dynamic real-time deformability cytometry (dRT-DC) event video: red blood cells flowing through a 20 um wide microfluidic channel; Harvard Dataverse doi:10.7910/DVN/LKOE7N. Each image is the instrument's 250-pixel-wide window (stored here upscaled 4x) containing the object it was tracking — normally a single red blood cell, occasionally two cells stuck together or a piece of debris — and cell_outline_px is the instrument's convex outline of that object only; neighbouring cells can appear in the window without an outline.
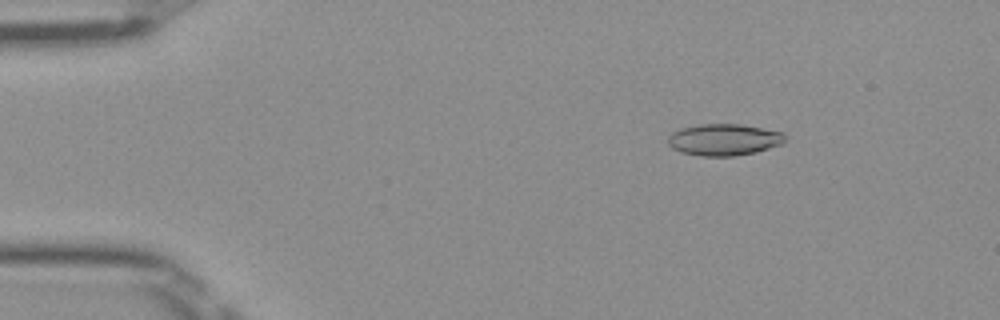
{"species": "Egyptian fruit bat (a non-hibernating species)", "species_latin": "Rousettus aegyptiacus", "temperature_condition": "room temperature", "stored_images_in_passage": 51, "camera_frame_rate_fps": 3000, "um_per_image_px": 0.085, "frame": {"image": 1, "passage_image": 8, "time_ms": 2.333, "image_size_px": [1000, 320], "cell_outline_px": [[784, 144], [756, 152], [736, 156], [700, 156], [680, 152], [672, 148], [668, 144], [668, 136], [672, 132], [684, 128], [700, 124], [740, 124], [784, 132]], "centroid_in_image_um": [61.55, 11.88], "position_along_channel_um": 23.5, "area_um2": 21.68}}
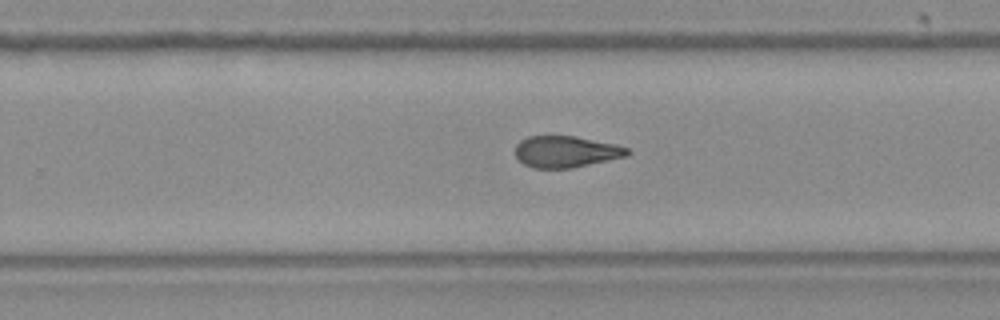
{"frame": {"image": 2, "passage_image": 33, "time_ms": 10.667, "image_size_px": [1000, 320], "cell_outline_px": [[632, 152], [628, 156], [572, 168], [532, 168], [524, 164], [516, 156], [516, 144], [520, 140], [528, 136], [576, 136], [616, 144], [628, 148]], "centroid_in_image_um": [48.13, 12.89], "position_along_channel_um": 281.7, "area_um2": 20.69}}
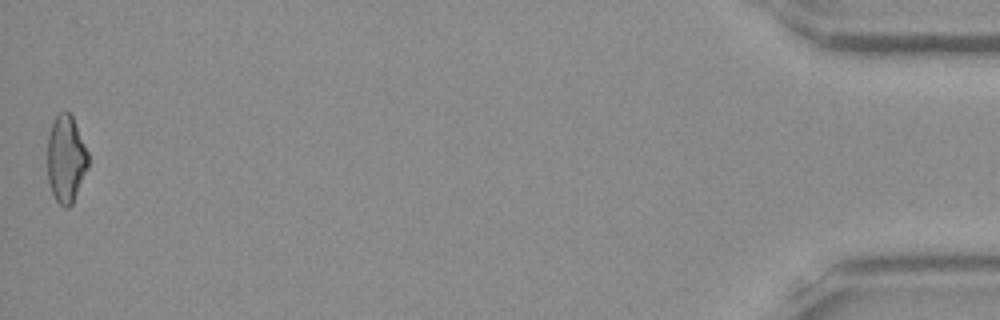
{"frame": {"image": 3, "passage_image": 51, "time_ms": 16.667, "image_size_px": [1000, 320], "cell_outline_px": [[88, 168], [72, 204], [68, 208], [64, 208], [56, 200], [52, 192], [48, 180], [48, 136], [52, 120], [60, 112], [68, 112], [72, 116], [88, 152]], "centroid_in_image_um": [5.61, 13.52], "position_along_channel_um": 429.6, "area_um2": 20.63}, "authors_computed_cell_mechanics": {"area_um2": 21.5016, "velocity_mm_per_s": 4.0308, "shape_relaxation_time_tau1_ms": 7.7617, "shape_relaxation_time_tau2_ms": 2.9218, "deformation_change_tau1": 0.2106, "deformation_change_tau2": 0.0894}}